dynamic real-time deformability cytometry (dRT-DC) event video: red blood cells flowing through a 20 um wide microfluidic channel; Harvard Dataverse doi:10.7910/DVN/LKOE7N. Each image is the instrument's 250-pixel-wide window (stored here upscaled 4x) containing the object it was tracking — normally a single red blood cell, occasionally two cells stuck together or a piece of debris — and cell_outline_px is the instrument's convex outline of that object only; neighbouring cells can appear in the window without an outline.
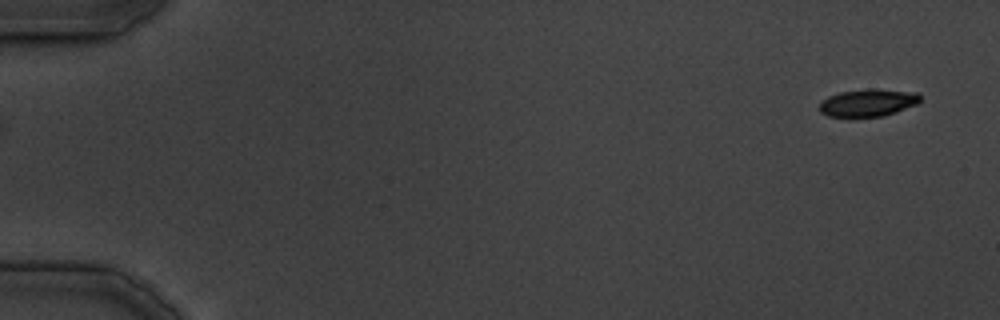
{"species": "common noctule bat (a hibernating species)", "species_latin": "Nyctalus noctula", "temperature_condition": "cold", "stored_images_in_passage": 14, "camera_frame_rate_fps": 3000, "um_per_image_px": 0.085, "animal": {"sex": "male", "body_mass_g": 19.5, "forearm_length_mm": 54.6}, "frame": {"image": 1, "passage_image": 1, "time_ms": 0.0, "image_size_px": [1000, 320], "cell_outline_px": [[920, 100], [916, 104], [896, 112], [884, 116], [848, 120], [828, 116], [820, 112], [816, 108], [820, 100], [828, 96], [840, 92], [868, 88], [876, 88], [920, 92]], "centroid_in_image_um": [73.69, 8.77], "position_along_channel_um": 11.3, "area_um2": 17.22}}
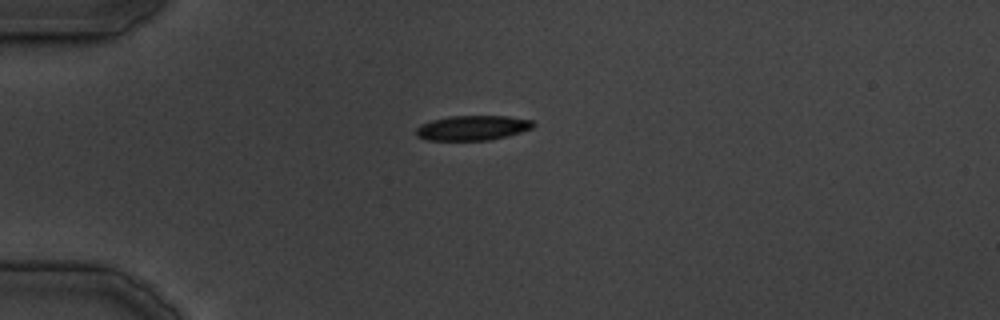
{"frame": {"image": 2, "passage_image": 10, "time_ms": 10.333, "image_size_px": [1000, 320], "cell_outline_px": [[536, 124], [532, 128], [508, 136], [488, 140], [428, 140], [416, 136], [416, 128], [420, 124], [432, 120], [448, 116], [508, 116], [532, 120]], "centroid_in_image_um": [40.16, 10.86], "position_along_channel_um": 44.8, "area_um2": 16.99}}